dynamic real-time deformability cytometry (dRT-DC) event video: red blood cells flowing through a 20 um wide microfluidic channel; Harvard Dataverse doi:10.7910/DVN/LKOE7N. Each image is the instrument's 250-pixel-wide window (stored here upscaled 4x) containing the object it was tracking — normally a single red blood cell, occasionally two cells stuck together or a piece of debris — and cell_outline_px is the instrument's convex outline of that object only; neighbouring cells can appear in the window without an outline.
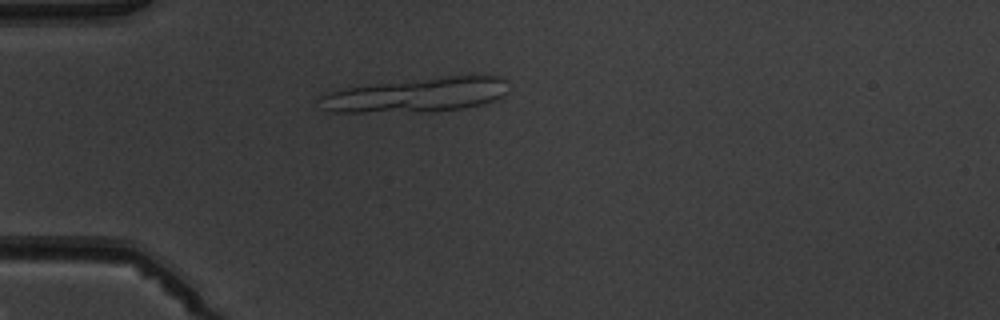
{"species": "common noctule bat (a hibernating species)", "species_latin": "Nyctalus noctula", "temperature_condition": "warm", "stored_images_in_passage": 7, "segment_of_instrument_passage": [1, 2], "camera_frame_rate_fps": 3000, "um_per_image_px": 0.085, "animal": {"sex": "male", "body_mass_g": 19.5, "forearm_length_mm": 54.6}, "frame": {"image": 1, "passage_image": 4, "time_ms": 4.333, "image_size_px": [1000, 320], "cell_outline_px": [[504, 96], [496, 100], [484, 104], [464, 108], [432, 112], [332, 112], [320, 108], [320, 96], [328, 92], [348, 88], [376, 84], [440, 76], [504, 76]], "centroid_in_image_um": [35.41, 8.09], "position_along_channel_um": 49.6, "area_um2": 37.74}}